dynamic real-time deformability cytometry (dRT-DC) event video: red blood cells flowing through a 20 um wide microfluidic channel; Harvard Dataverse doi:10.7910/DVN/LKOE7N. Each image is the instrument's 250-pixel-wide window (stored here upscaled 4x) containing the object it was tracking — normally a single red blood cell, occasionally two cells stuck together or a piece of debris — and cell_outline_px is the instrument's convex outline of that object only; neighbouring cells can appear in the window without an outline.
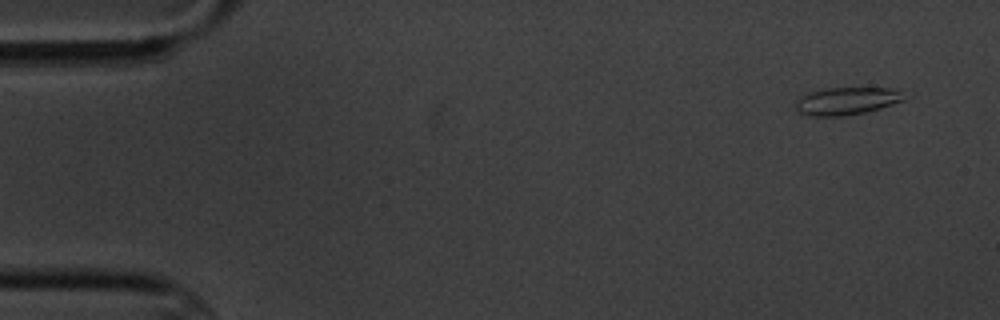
{"species": "common noctule bat (a hibernating species)", "species_latin": "Nyctalus noctula", "temperature_condition": "cold", "stored_images_in_passage": 6, "camera_frame_rate_fps": 3000, "um_per_image_px": 0.085, "animal": {"sex": "male", "body_mass_g": 20.1, "forearm_length_mm": 53.5}, "frame": {"image": 1, "passage_image": 1, "time_ms": 0.0, "image_size_px": [1000, 320], "cell_outline_px": [[912, 96], [904, 100], [880, 108], [864, 112], [844, 116], [808, 116], [796, 112], [796, 100], [800, 96], [812, 92], [828, 88], [892, 88]], "centroid_in_image_um": [72.0, 8.59], "position_along_channel_um": 13.0, "area_um2": 17.57}}
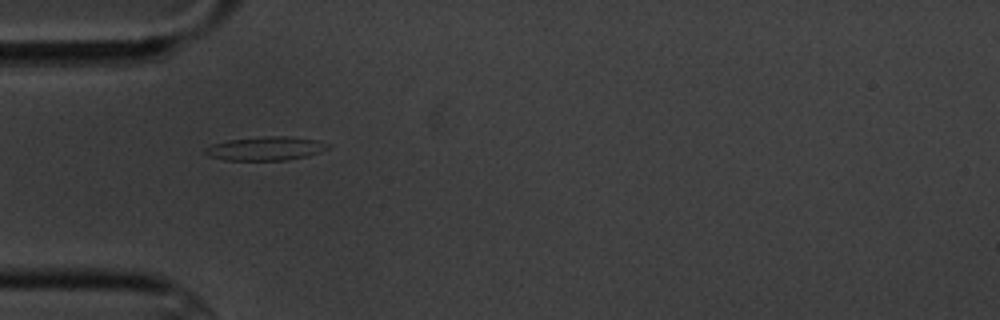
{"frame": {"image": 2, "passage_image": 5, "time_ms": 4.667, "image_size_px": [1000, 320], "cell_outline_px": [[332, 148], [308, 156], [288, 160], [224, 160], [208, 156], [204, 152], [204, 148], [212, 144], [228, 140], [264, 136], [288, 136], [316, 140], [332, 144]], "centroid_in_image_um": [22.62, 12.62], "position_along_channel_um": 62.4, "area_um2": 17.22}}